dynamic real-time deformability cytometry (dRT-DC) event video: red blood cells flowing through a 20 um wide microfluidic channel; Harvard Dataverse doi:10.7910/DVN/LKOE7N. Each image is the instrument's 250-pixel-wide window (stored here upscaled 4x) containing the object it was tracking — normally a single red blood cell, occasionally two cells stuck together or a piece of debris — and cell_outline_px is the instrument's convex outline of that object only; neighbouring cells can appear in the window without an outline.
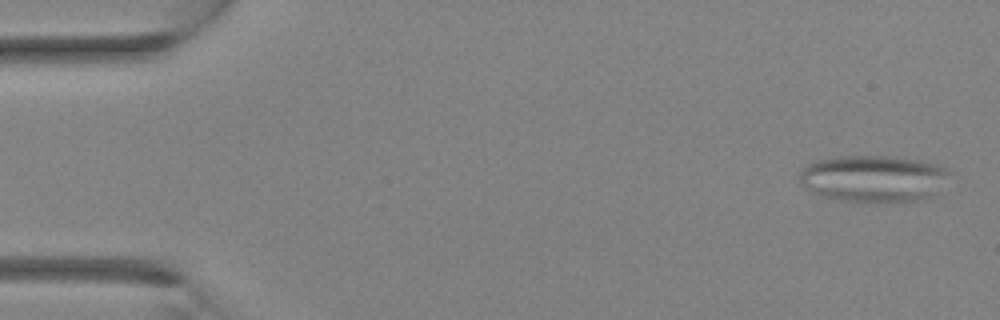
{"species": "Egyptian fruit bat (a non-hibernating species)", "species_latin": "Rousettus aegyptiacus", "temperature_condition": "room temperature", "stored_images_in_passage": 32, "camera_frame_rate_fps": 3000, "um_per_image_px": 0.085, "animal": {"sex": "female"}, "frame": {"image": 1, "passage_image": 1, "time_ms": 0.0, "image_size_px": [1000, 320], "cell_outline_px": [[952, 172], [932, 196], [924, 200], [832, 200], [820, 196], [800, 184], [800, 172], [808, 164], [816, 160], [840, 156], [888, 156], [920, 160], [936, 164], [948, 168]], "centroid_in_image_um": [74.24, 15.15], "position_along_channel_um": 10.8, "area_um2": 40.46}}
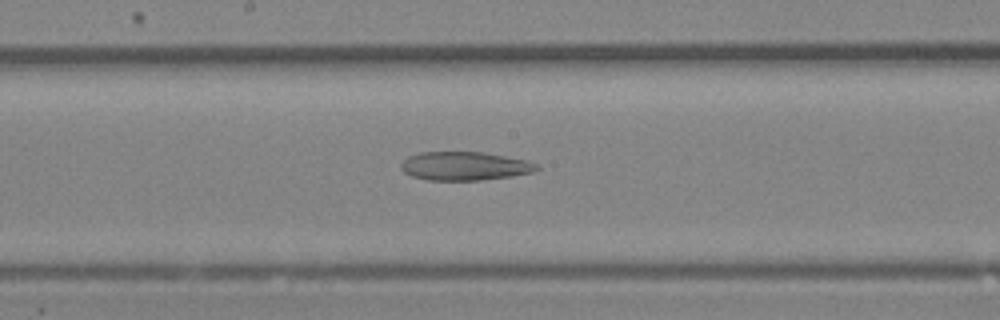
{"frame": {"image": 2, "passage_image": 17, "time_ms": 5.333, "image_size_px": [1000, 320], "cell_outline_px": [[540, 168], [532, 172], [512, 176], [480, 180], [428, 180], [412, 176], [404, 172], [400, 168], [400, 164], [408, 156], [420, 152], [484, 152], [524, 160], [536, 164]], "centroid_in_image_um": [39.45, 14.11], "position_along_channel_um": 208.7, "area_um2": 22.48}}
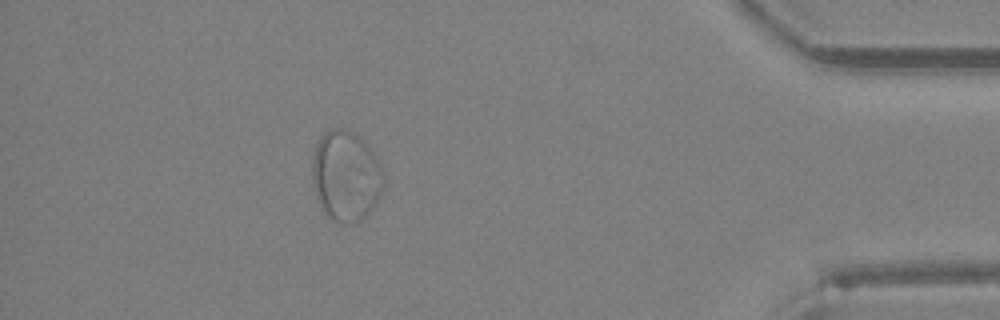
{"frame": {"image": 3, "passage_image": 29, "time_ms": 9.333, "image_size_px": [1000, 320], "cell_outline_px": [[384, 184], [380, 196], [372, 208], [364, 216], [356, 220], [344, 224], [328, 216], [324, 212], [316, 196], [312, 176], [312, 160], [316, 144], [320, 136], [324, 132], [332, 128], [344, 128], [352, 132], [364, 140], [368, 144], [380, 164], [384, 172]], "centroid_in_image_um": [29.4, 14.91], "position_along_channel_um": 405.8, "area_um2": 37.51}}